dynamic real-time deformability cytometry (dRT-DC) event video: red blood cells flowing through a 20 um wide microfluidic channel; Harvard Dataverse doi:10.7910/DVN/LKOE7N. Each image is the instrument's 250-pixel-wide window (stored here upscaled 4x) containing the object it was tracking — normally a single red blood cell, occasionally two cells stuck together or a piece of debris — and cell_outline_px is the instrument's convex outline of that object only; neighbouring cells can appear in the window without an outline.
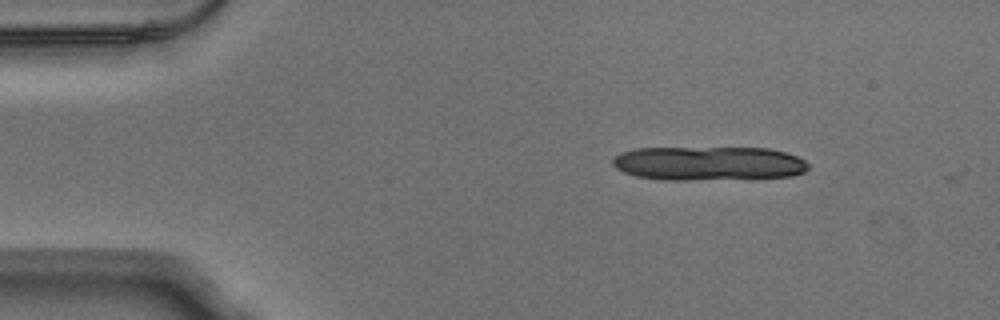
{"species": "Egyptian fruit bat (a non-hibernating species)", "species_latin": "Rousettus aegyptiacus", "temperature_condition": "warm", "stored_images_in_passage": 3, "camera_frame_rate_fps": 3000, "um_per_image_px": 0.085, "animal": {"sex": "male"}, "frame": {"image": 1, "passage_image": 1, "time_ms": 0.0, "image_size_px": [1000, 320], "cell_outline_px": [[808, 168], [804, 172], [792, 176], [688, 180], [664, 180], [636, 176], [624, 172], [616, 168], [612, 164], [612, 160], [620, 152], [636, 148], [768, 148], [784, 152], [796, 156], [804, 160], [808, 164]], "centroid_in_image_um": [60.19, 13.88], "position_along_channel_um": 24.8, "area_um2": 38.67}}